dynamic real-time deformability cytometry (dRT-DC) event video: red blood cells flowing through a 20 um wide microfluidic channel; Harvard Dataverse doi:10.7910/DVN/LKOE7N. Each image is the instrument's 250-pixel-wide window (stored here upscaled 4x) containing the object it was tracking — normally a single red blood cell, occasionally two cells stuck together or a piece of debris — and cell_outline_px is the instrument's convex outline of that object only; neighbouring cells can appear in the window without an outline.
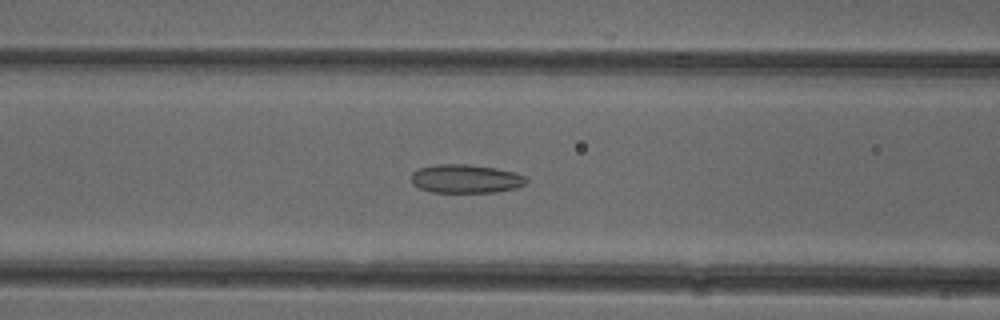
{"species": "common noctule bat (a hibernating species)", "species_latin": "Nyctalus noctula", "temperature_condition": "cold", "stored_images_in_passage": 52, "camera_frame_rate_fps": 3000, "um_per_image_px": 0.085, "animal": {"sex": "female"}, "frame": {"image": 1, "passage_image": 21, "time_ms": 6.667, "image_size_px": [1000, 320], "cell_outline_px": [[528, 180], [524, 184], [516, 188], [496, 192], [432, 192], [420, 188], [412, 184], [412, 172], [420, 168], [436, 164], [468, 164], [496, 168], [516, 172], [524, 176]], "centroid_in_image_um": [39.6, 15.19], "position_along_channel_um": 127.0, "area_um2": 19.19}}
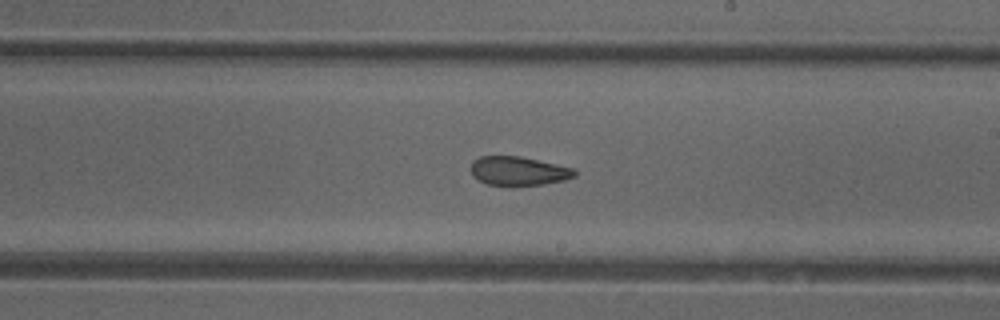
{"frame": {"image": 2, "passage_image": 30, "time_ms": 9.667, "image_size_px": [1000, 320], "cell_outline_px": [[576, 176], [564, 180], [544, 184], [512, 188], [488, 184], [472, 176], [472, 160], [480, 156], [520, 156], [556, 164], [572, 168], [576, 172]], "centroid_in_image_um": [44.05, 14.57], "position_along_channel_um": 244.9, "area_um2": 17.86}}
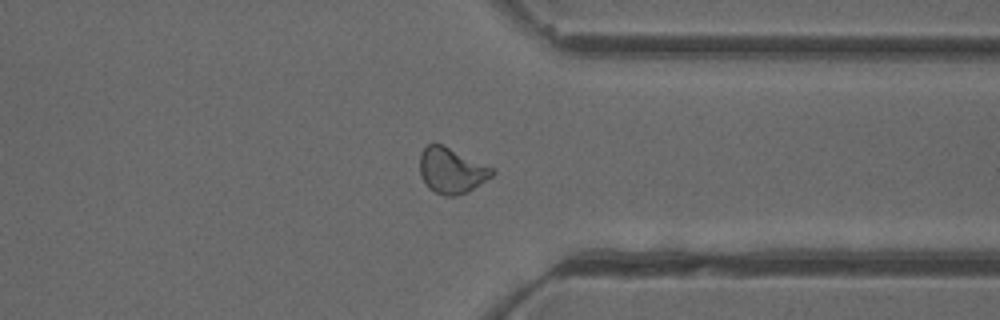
{"frame": {"image": 3, "passage_image": 40, "time_ms": 13.0, "image_size_px": [1000, 320], "cell_outline_px": [[496, 172], [492, 176], [468, 192], [456, 196], [444, 196], [428, 188], [420, 176], [420, 152], [428, 144], [440, 144], [496, 168]], "centroid_in_image_um": [38.39, 14.51], "position_along_channel_um": 373.0, "area_um2": 19.31}, "authors_computed_cell_mechanics": {"area_um2": 19.4786, "velocity_mm_per_s": 3.9384, "shape_relaxation_time_tau1_ms": null, "shape_relaxation_time_tau2_ms": 3.0034, "deformation_change_tau1": null, "deformation_change_tau2": 0.0973}}